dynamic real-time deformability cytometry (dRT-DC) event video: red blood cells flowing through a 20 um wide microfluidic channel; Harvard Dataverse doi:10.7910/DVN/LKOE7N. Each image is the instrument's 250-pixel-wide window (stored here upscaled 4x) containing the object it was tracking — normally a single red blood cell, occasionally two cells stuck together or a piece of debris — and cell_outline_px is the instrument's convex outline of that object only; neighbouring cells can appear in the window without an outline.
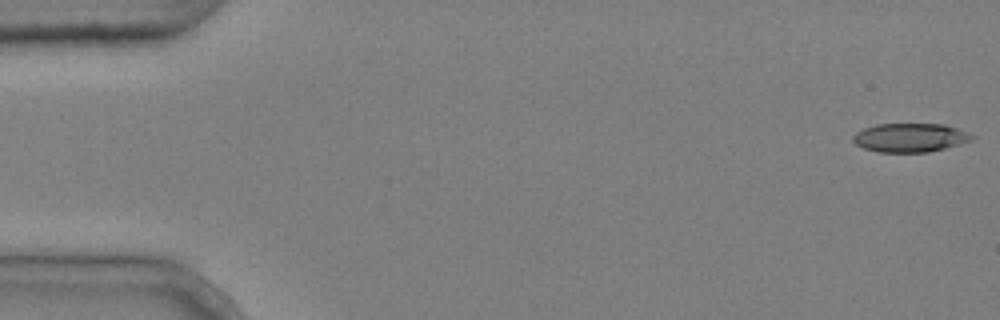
{"species": "common noctule bat (a hibernating species)", "species_latin": "Nyctalus noctula", "temperature_condition": "cold", "stored_images_in_passage": 5, "segment_of_instrument_passage": [1, 2], "camera_frame_rate_fps": 3000, "um_per_image_px": 0.085, "animal": {"sex": "male", "body_mass_g": 20.4}, "frame": {"image": 1, "passage_image": 1, "time_ms": 0.0, "image_size_px": [1000, 320], "cell_outline_px": [[976, 136], [972, 140], [944, 148], [928, 152], [880, 152], [864, 148], [856, 144], [852, 140], [852, 136], [856, 132], [864, 128], [876, 124], [944, 124], [968, 132]], "centroid_in_image_um": [77.35, 11.69], "position_along_channel_um": 7.7, "area_um2": 19.88}}
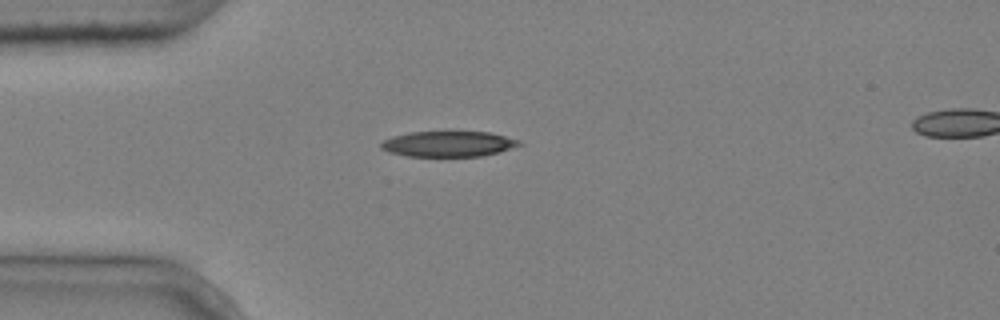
{"frame": {"image": 2, "passage_image": 4, "time_ms": 1.0, "image_size_px": [1000, 320], "cell_outline_px": [[524, 144], [500, 152], [480, 156], [408, 156], [388, 152], [380, 148], [380, 144], [384, 140], [392, 136], [408, 132], [488, 132], [520, 140]], "centroid_in_image_um": [38.11, 12.23], "position_along_channel_um": 46.9, "area_um2": 20.58}}